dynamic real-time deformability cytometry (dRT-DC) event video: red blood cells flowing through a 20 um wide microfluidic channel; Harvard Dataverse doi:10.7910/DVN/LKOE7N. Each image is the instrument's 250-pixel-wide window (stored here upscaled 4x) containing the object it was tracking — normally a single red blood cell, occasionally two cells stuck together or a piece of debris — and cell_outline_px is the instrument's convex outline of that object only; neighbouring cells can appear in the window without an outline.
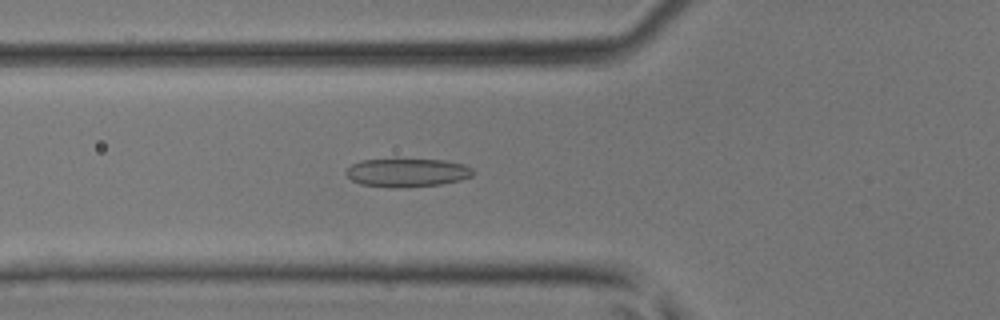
{"species": "common noctule bat (a hibernating species)", "species_latin": "Nyctalus noctula", "temperature_condition": "room temperature", "stored_images_in_passage": 32, "camera_frame_rate_fps": 3000, "um_per_image_px": 0.085, "animal": {"sex": "male", "body_mass_g": 17.9, "forearm_length_mm": 54.2}, "frame": {"image": 1, "passage_image": 3, "time_ms": 0.667, "image_size_px": [1000, 320], "cell_outline_px": [[476, 172], [472, 176], [460, 180], [440, 184], [396, 188], [392, 188], [360, 184], [352, 180], [344, 172], [352, 164], [360, 160], [396, 156], [444, 160], [464, 164], [472, 168]], "centroid_in_image_um": [34.58, 14.61], "position_along_channel_um": 91.2, "area_um2": 22.14}}
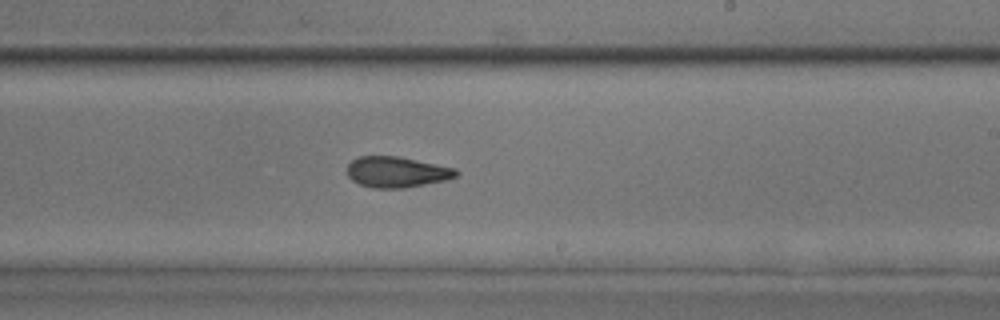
{"frame": {"image": 2, "passage_image": 14, "time_ms": 4.333, "image_size_px": [1000, 320], "cell_outline_px": [[460, 172], [456, 176], [444, 180], [404, 188], [372, 188], [360, 184], [352, 180], [348, 176], [348, 164], [352, 160], [360, 156], [396, 156], [456, 168]], "centroid_in_image_um": [33.71, 14.62], "position_along_channel_um": 255.3, "area_um2": 19.36}}
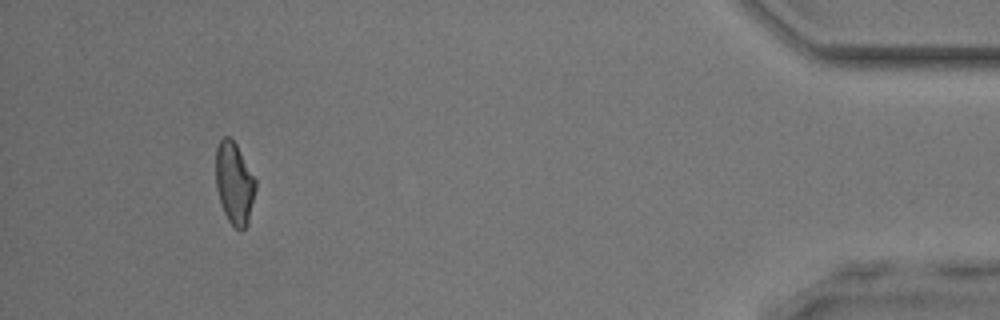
{"frame": {"image": 3, "passage_image": 29, "time_ms": 9.333, "image_size_px": [1000, 320], "cell_outline_px": [[256, 188], [248, 224], [240, 232], [228, 220], [224, 212], [216, 188], [216, 148], [220, 140], [224, 136], [228, 136], [236, 144], [256, 180]], "centroid_in_image_um": [19.92, 15.59], "position_along_channel_um": 415.3, "area_um2": 18.9}}